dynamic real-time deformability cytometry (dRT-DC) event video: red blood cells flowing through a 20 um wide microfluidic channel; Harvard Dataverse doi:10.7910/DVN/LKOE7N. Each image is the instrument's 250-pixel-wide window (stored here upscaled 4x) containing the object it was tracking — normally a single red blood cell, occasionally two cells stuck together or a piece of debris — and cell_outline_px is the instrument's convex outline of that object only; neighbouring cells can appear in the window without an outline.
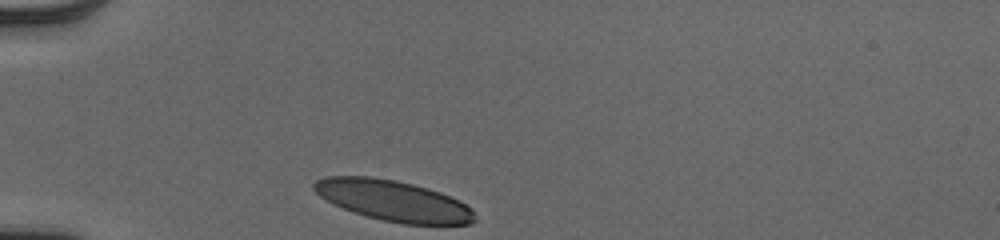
{"species": "human", "species_latin": "Homo sapiens", "temperature_condition": "cold", "stored_images_in_passage": 29, "camera_frame_rate_fps": 3000, "um_per_image_px": 0.085, "donor": {"sex": "male"}, "frame": {"image": 1, "passage_image": 1, "time_ms": 0.0, "image_size_px": [1000, 240], "cell_outline_px": [[476, 220], [472, 224], [404, 224], [384, 220], [368, 216], [332, 204], [320, 196], [312, 188], [312, 184], [316, 180], [324, 176], [368, 176], [396, 180], [428, 188], [440, 192], [460, 200], [472, 208], [476, 216]], "centroid_in_image_um": [33.45, 17.05], "position_along_channel_um": 51.6, "area_um2": 38.15}}
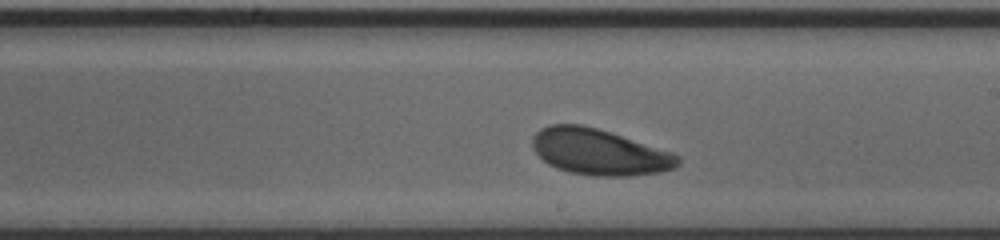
{"frame": {"image": 2, "passage_image": 17, "time_ms": 5.333, "image_size_px": [1000, 240], "cell_outline_px": [[680, 164], [676, 168], [660, 172], [628, 176], [592, 176], [568, 172], [556, 168], [548, 164], [532, 148], [532, 136], [540, 128], [548, 124], [580, 124], [596, 128], [672, 152], [680, 156]], "centroid_in_image_um": [50.92, 12.93], "position_along_channel_um": 238.1, "area_um2": 39.07}}
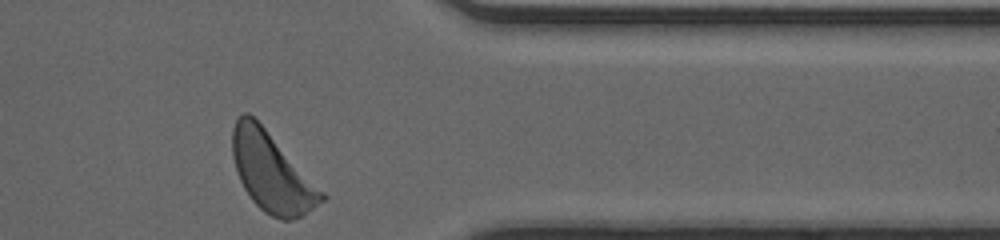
{"frame": {"image": 3, "passage_image": 29, "time_ms": 9.333, "image_size_px": [1000, 240], "cell_outline_px": [[328, 196], [324, 200], [300, 216], [292, 220], [280, 220], [264, 212], [252, 200], [244, 188], [240, 180], [232, 156], [232, 128], [236, 120], [244, 112], [248, 112], [264, 128]], "centroid_in_image_um": [23.08, 14.66], "position_along_channel_um": 388.3, "area_um2": 40.23}, "authors_computed_cell_mechanics": {"area_um2": 39.2462, "velocity_mm_per_s": 3.9713, "shape_relaxation_time_tau1_ms": 2.2485, "shape_relaxation_time_tau2_ms": null, "deformation_change_tau1": 0.1333, "deformation_change_tau2": null}}